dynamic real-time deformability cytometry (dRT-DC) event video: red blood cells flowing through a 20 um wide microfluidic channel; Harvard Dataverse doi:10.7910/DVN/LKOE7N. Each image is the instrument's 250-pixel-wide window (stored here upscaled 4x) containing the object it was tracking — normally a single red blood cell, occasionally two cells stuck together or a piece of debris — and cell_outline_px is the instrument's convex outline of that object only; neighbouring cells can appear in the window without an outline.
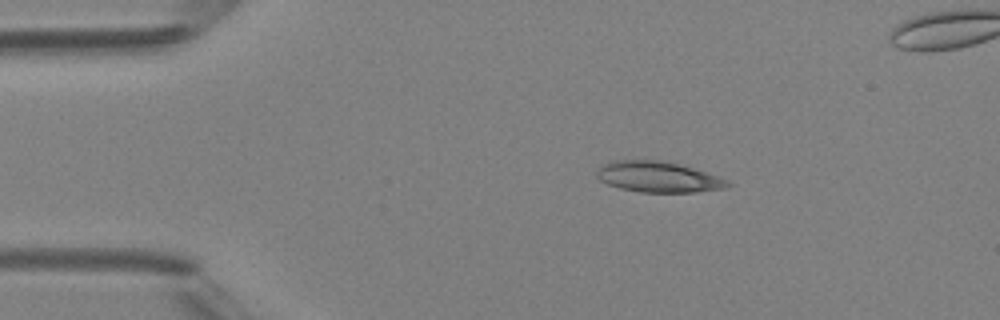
{"species": "Egyptian fruit bat (a non-hibernating species)", "species_latin": "Rousettus aegyptiacus", "temperature_condition": "room temperature", "stored_images_in_passage": 5, "camera_frame_rate_fps": 3000, "um_per_image_px": 0.085, "animal": {"sex": "female"}, "frame": {"image": 1, "passage_image": 1, "time_ms": 0.0, "image_size_px": [1000, 320], "cell_outline_px": [[732, 184], [728, 188], [696, 192], [640, 192], [620, 188], [608, 184], [600, 180], [596, 176], [596, 168], [612, 160], [660, 160], [692, 168], [728, 180]], "centroid_in_image_um": [55.92, 15.04], "position_along_channel_um": 29.1, "area_um2": 23.35}}
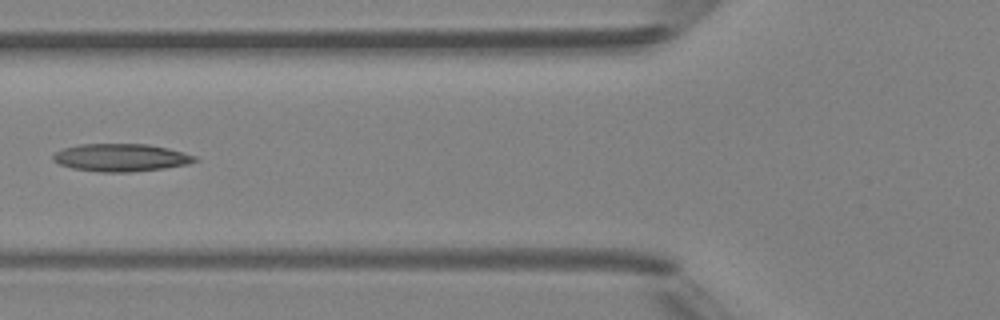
{"frame": {"image": 2, "passage_image": 4, "time_ms": 3.333, "image_size_px": [1000, 320], "cell_outline_px": [[196, 160], [188, 164], [164, 168], [132, 172], [100, 172], [72, 168], [60, 164], [52, 160], [52, 156], [56, 152], [64, 148], [80, 144], [148, 144], [168, 148], [184, 152], [196, 156]], "centroid_in_image_um": [10.28, 13.39], "position_along_channel_um": 115.5, "area_um2": 22.83}}
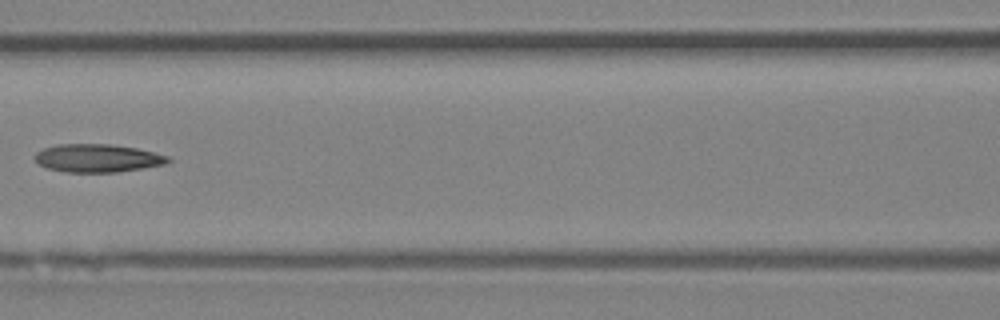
{"frame": {"image": 3, "passage_image": 5, "time_ms": 4.333, "image_size_px": [1000, 320], "cell_outline_px": [[172, 160], [164, 164], [116, 172], [68, 172], [48, 168], [40, 164], [32, 156], [36, 152], [44, 148], [56, 144], [112, 144], [136, 148], [168, 156]], "centroid_in_image_um": [8.26, 13.43], "position_along_channel_um": 158.3, "area_um2": 21.62}}